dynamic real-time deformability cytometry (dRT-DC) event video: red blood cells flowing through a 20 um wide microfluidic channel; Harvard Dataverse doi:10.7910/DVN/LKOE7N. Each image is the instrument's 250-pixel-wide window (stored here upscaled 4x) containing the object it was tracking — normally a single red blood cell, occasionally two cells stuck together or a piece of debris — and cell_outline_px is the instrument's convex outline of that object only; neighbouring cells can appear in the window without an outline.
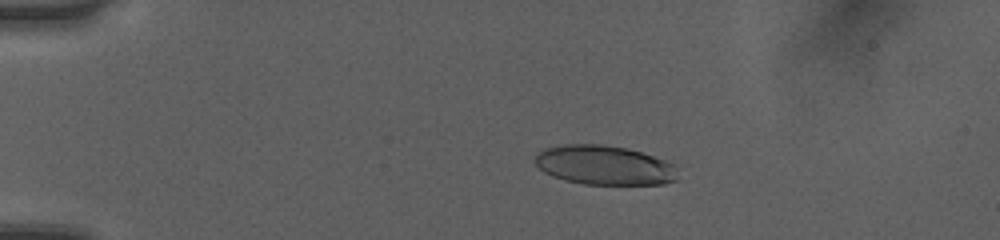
{"species": "human", "species_latin": "Homo sapiens", "temperature_condition": "room temperature", "stored_images_in_passage": 49, "camera_frame_rate_fps": 3000, "um_per_image_px": 0.085, "donor": {"sex": "female"}, "frame": {"image": 1, "passage_image": 9, "time_ms": 2.667, "image_size_px": [1000, 240], "cell_outline_px": [[676, 180], [664, 184], [584, 184], [552, 176], [544, 172], [536, 164], [536, 156], [544, 148], [560, 144], [604, 144], [628, 148], [676, 164]], "centroid_in_image_um": [51.38, 14.03], "position_along_channel_um": 33.6, "area_um2": 32.66}}
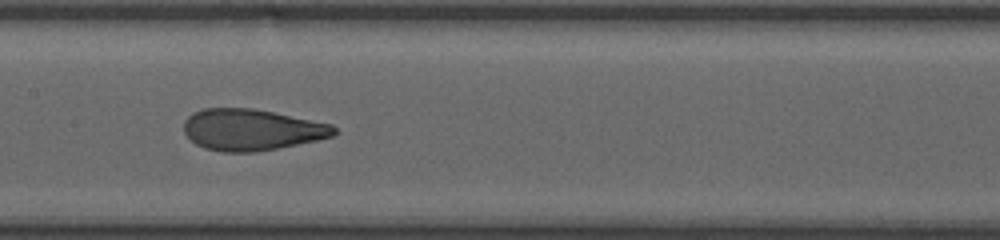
{"frame": {"image": 2, "passage_image": 25, "time_ms": 8.0, "image_size_px": [1000, 240], "cell_outline_px": [[340, 132], [332, 136], [316, 140], [256, 152], [220, 152], [204, 148], [196, 144], [184, 132], [184, 120], [192, 112], [204, 108], [252, 108], [332, 124]], "centroid_in_image_um": [21.37, 11.02], "position_along_channel_um": 186.0, "area_um2": 36.13}}
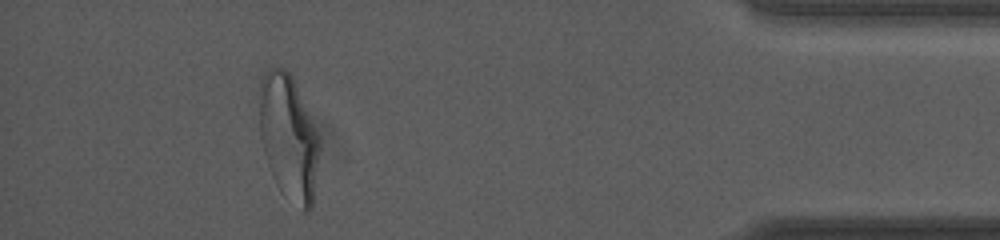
{"frame": {"image": 3, "passage_image": 45, "time_ms": 14.667, "image_size_px": [1000, 240], "cell_outline_px": [[320, 144], [312, 208], [308, 212], [304, 212], [276, 184], [272, 176], [264, 152], [260, 136], [256, 96], [260, 80], [264, 72], [268, 68], [280, 64], [292, 76], [320, 136]], "centroid_in_image_um": [24.49, 11.57], "position_along_channel_um": 410.7, "area_um2": 44.62}, "authors_computed_cell_mechanics": {"area_um2": 36.3562, "velocity_mm_per_s": 4.0836, "shape_relaxation_time_tau1_ms": 5.3374, "shape_relaxation_time_tau2_ms": 0.8928, "deformation_change_tau1": 0.2043, "deformation_change_tau2": 0.0786}}